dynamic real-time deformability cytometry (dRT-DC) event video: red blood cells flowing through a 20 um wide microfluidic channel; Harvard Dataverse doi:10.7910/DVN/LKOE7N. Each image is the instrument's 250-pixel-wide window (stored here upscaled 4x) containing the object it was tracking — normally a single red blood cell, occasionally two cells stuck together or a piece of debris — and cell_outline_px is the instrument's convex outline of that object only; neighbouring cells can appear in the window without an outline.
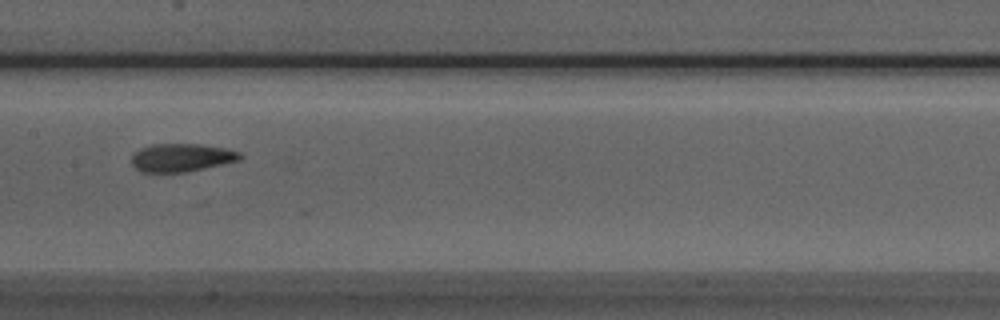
{"species": "Egyptian fruit bat (a non-hibernating species)", "species_latin": "Rousettus aegyptiacus", "temperature_condition": "room temperature", "stored_images_in_passage": 6, "camera_frame_rate_fps": 3000, "um_per_image_px": 0.085, "animal": {"sex": "male"}, "frame": {"image": 1, "passage_image": 4, "time_ms": 1.0, "image_size_px": [1000, 320], "cell_outline_px": [[244, 156], [240, 160], [188, 172], [140, 172], [132, 164], [132, 156], [140, 148], [152, 144], [200, 144], [228, 148], [240, 152]], "centroid_in_image_um": [15.47, 13.39], "position_along_channel_um": 191.9, "area_um2": 17.92}}
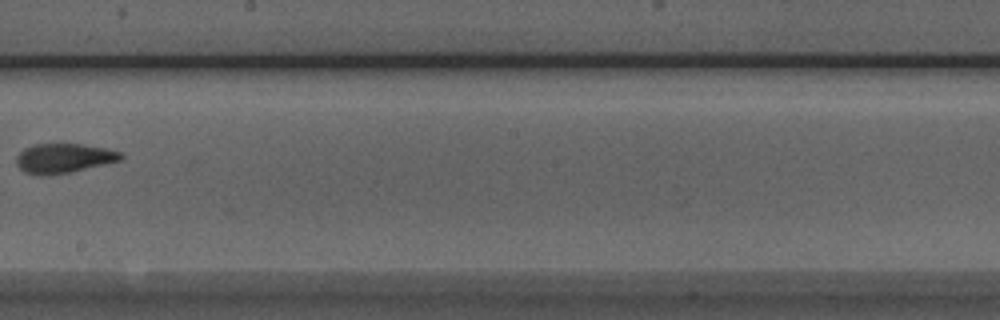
{"frame": {"image": 2, "passage_image": 5, "time_ms": 1.333, "image_size_px": [1000, 320], "cell_outline_px": [[124, 156], [120, 160], [72, 172], [40, 176], [24, 172], [16, 164], [16, 156], [24, 148], [32, 144], [80, 144], [104, 148], [120, 152]], "centroid_in_image_um": [5.37, 13.45], "position_along_channel_um": 242.8, "area_um2": 17.92}}
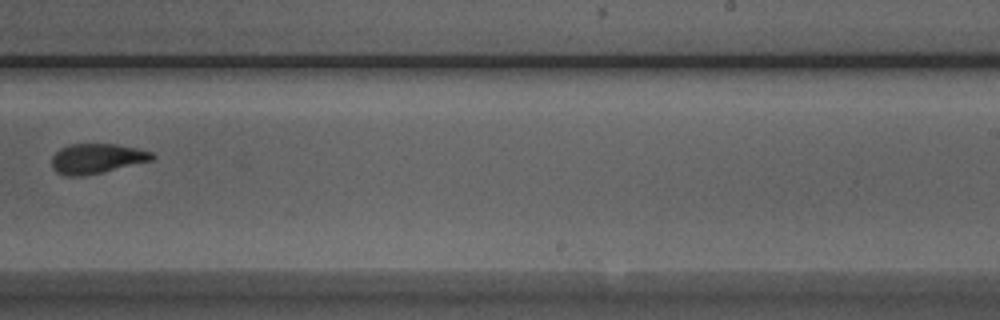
{"frame": {"image": 3, "passage_image": 6, "time_ms": 1.667, "image_size_px": [1000, 320], "cell_outline_px": [[156, 156], [152, 160], [104, 172], [84, 176], [64, 176], [56, 172], [52, 168], [52, 156], [60, 148], [72, 144], [116, 144], [136, 148], [152, 152]], "centroid_in_image_um": [8.21, 13.49], "position_along_channel_um": 280.8, "area_um2": 17.57}}